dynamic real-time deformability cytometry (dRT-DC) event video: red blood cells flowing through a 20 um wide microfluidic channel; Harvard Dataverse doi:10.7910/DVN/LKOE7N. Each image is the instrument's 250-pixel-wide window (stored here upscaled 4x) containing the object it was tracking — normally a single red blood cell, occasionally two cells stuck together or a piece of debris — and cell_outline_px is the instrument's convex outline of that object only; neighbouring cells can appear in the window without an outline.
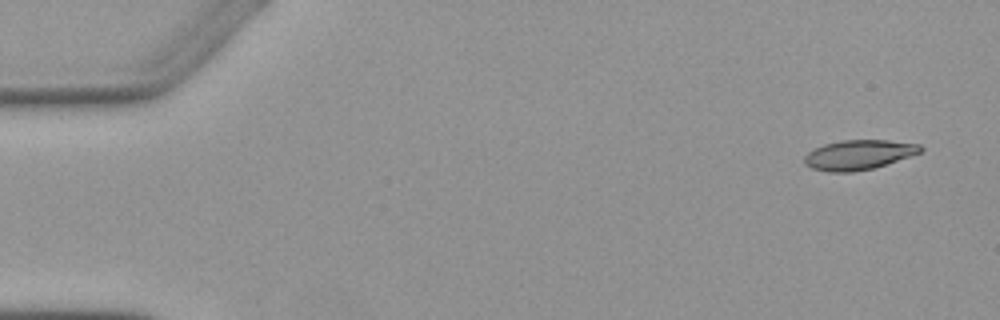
{"species": "Egyptian fruit bat (a non-hibernating species)", "species_latin": "Rousettus aegyptiacus", "temperature_condition": "warm", "stored_images_in_passage": 2, "camera_frame_rate_fps": 3000, "um_per_image_px": 0.085, "animal": {"sex": "female"}, "frame": {"image": 1, "passage_image": 1, "time_ms": 0.0, "image_size_px": [1000, 320], "cell_outline_px": [[924, 148], [920, 152], [872, 168], [852, 172], [828, 172], [812, 168], [804, 164], [804, 156], [808, 152], [824, 144], [840, 140], [888, 140], [920, 144]], "centroid_in_image_um": [72.94, 13.15], "position_along_channel_um": 12.1, "area_um2": 19.88}}